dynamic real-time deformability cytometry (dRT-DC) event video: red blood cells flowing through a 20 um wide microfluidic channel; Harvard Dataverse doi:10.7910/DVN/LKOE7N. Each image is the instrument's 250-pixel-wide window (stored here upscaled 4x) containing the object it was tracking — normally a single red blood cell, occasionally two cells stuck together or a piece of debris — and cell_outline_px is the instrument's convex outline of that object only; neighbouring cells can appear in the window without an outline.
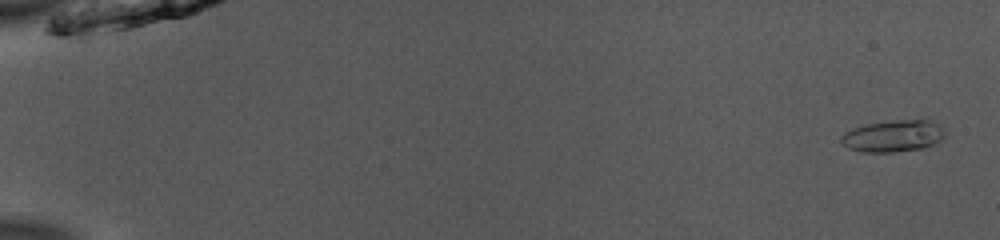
{"species": "common noctule bat (a hibernating species)", "species_latin": "Nyctalus noctula", "temperature_condition": "room temperature", "stored_images_in_passage": 52, "camera_frame_rate_fps": 3000, "um_per_image_px": 0.085, "animal": {"sex": "male", "body_mass_g": 13.0, "forearm_length_mm": 53.1}, "frame": {"image": 1, "passage_image": 2, "time_ms": 0.333, "image_size_px": [1000, 240], "cell_outline_px": [[944, 136], [936, 144], [920, 148], [892, 152], [864, 152], [848, 148], [840, 144], [840, 136], [844, 132], [852, 128], [864, 124], [928, 116], [944, 132]], "centroid_in_image_um": [75.91, 11.52], "position_along_channel_um": 9.1, "area_um2": 19.71}}
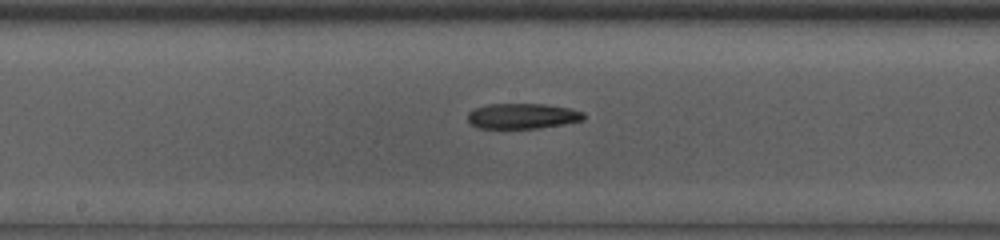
{"frame": {"image": 2, "passage_image": 29, "time_ms": 9.333, "image_size_px": [1000, 240], "cell_outline_px": [[584, 120], [564, 124], [536, 128], [480, 128], [468, 124], [468, 112], [476, 108], [488, 104], [544, 104], [572, 108], [584, 112]], "centroid_in_image_um": [44.41, 9.86], "position_along_channel_um": 203.8, "area_um2": 17.22}}
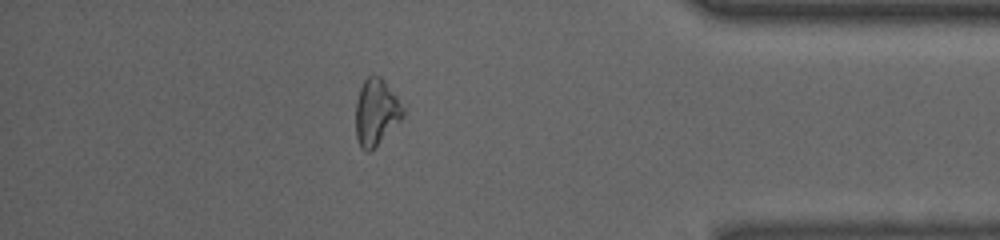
{"frame": {"image": 3, "passage_image": 46, "time_ms": 15.0, "image_size_px": [1000, 240], "cell_outline_px": [[404, 116], [368, 152], [360, 148], [356, 136], [356, 100], [360, 88], [364, 80], [368, 76], [380, 76], [384, 80], [396, 96], [404, 108]], "centroid_in_image_um": [31.95, 9.51], "position_along_channel_um": 403.2, "area_um2": 17.86}}